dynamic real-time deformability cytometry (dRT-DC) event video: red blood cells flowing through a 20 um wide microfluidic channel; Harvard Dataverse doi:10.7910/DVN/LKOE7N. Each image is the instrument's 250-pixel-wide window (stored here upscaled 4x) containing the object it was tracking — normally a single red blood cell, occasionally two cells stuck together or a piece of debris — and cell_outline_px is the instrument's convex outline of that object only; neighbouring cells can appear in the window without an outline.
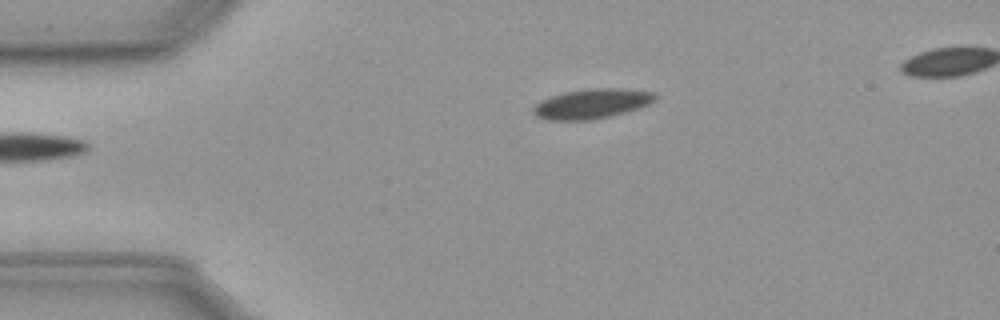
{"species": "common noctule bat (a hibernating species)", "species_latin": "Nyctalus noctula", "temperature_condition": "cold", "stored_images_in_passage": 40, "camera_frame_rate_fps": 3000, "um_per_image_px": 0.085, "animal": {"sex": "male", "body_mass_g": 23.1, "forearm_length_mm": 52.7}, "frame": {"image": 1, "passage_image": 1, "time_ms": 0.0, "image_size_px": [1000, 320], "cell_outline_px": [[660, 96], [656, 100], [648, 104], [624, 112], [608, 116], [588, 120], [548, 120], [536, 116], [532, 112], [532, 108], [540, 100], [564, 92], [588, 88], [624, 88], [656, 92]], "centroid_in_image_um": [50.32, 8.8], "position_along_channel_um": 34.7, "area_um2": 21.21}}
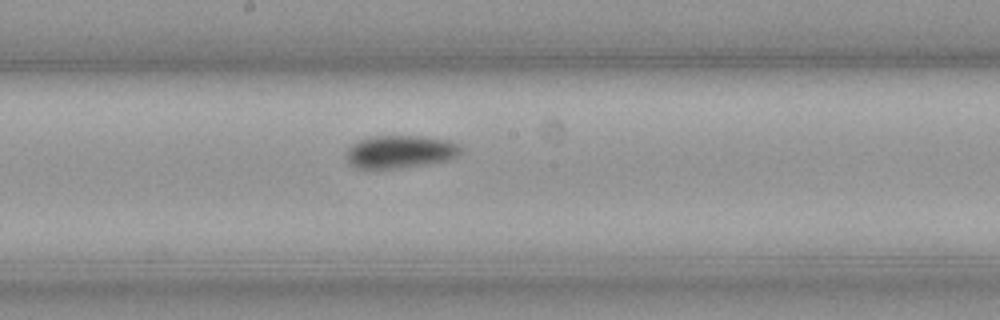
{"frame": {"image": 2, "passage_image": 19, "time_ms": 6.0, "image_size_px": [1000, 320], "cell_outline_px": [[460, 152], [456, 156], [448, 160], [396, 168], [356, 168], [348, 164], [348, 148], [352, 144], [368, 136], [424, 136], [448, 140], [460, 144]], "centroid_in_image_um": [34.01, 12.88], "position_along_channel_um": 214.2, "area_um2": 21.68}}
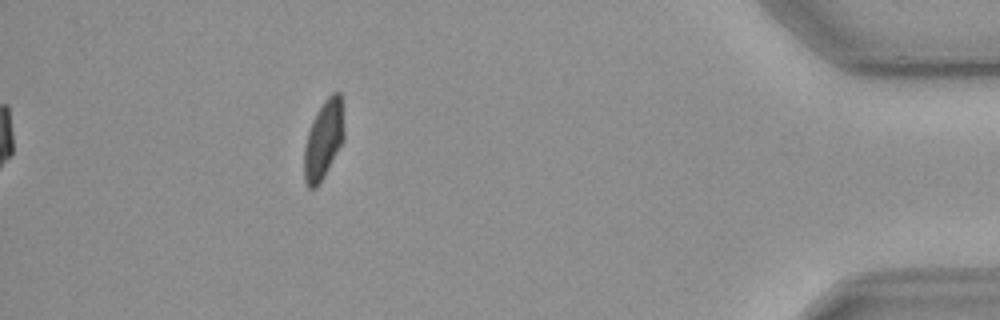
{"frame": {"image": 3, "passage_image": 40, "time_ms": 13.0, "image_size_px": [1000, 320], "cell_outline_px": [[344, 140], [324, 176], [316, 188], [308, 188], [304, 180], [304, 148], [308, 132], [316, 112], [324, 100], [332, 92], [340, 92], [344, 128]], "centroid_in_image_um": [27.5, 11.88], "position_along_channel_um": 407.7, "area_um2": 18.26}, "authors_computed_cell_mechanics": {"area_um2": 20.7791, "velocity_mm_per_s": 3.596, "shape_relaxation_time_tau1_ms": 6.0157, "shape_relaxation_time_tau2_ms": null, "deformation_change_tau1": 0.1039, "deformation_change_tau2": null}}